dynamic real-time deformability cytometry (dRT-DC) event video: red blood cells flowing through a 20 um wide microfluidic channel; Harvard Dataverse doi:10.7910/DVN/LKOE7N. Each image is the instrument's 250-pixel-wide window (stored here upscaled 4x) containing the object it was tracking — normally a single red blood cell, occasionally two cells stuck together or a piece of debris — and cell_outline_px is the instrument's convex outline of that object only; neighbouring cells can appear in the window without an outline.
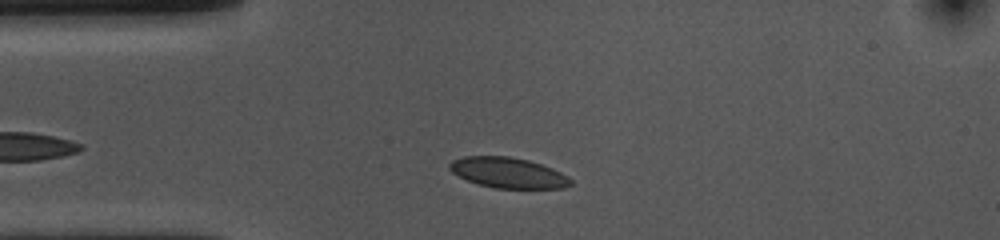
{"species": "common noctule bat (a hibernating species)", "species_latin": "Nyctalus noctula", "temperature_condition": "cold", "stored_images_in_passage": 36, "camera_frame_rate_fps": 3000, "um_per_image_px": 0.085, "animal": {"sex": "female", "body_mass_g": 10.0, "forearm_length_mm": 53.1}, "frame": {"image": 1, "passage_image": 5, "time_ms": 1.333, "image_size_px": [1000, 240], "cell_outline_px": [[572, 184], [564, 188], [492, 188], [468, 180], [452, 172], [448, 168], [448, 164], [452, 160], [464, 156], [508, 156], [528, 160], [552, 168], [568, 176], [572, 180]], "centroid_in_image_um": [43.19, 14.68], "position_along_channel_um": 41.8, "area_um2": 21.44}}
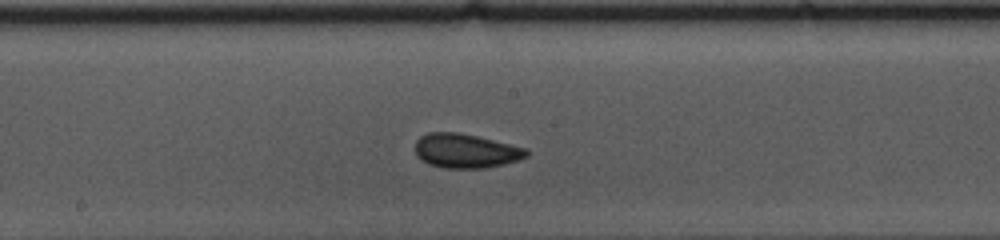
{"frame": {"image": 2, "passage_image": 20, "time_ms": 6.333, "image_size_px": [1000, 240], "cell_outline_px": [[528, 156], [520, 160], [504, 164], [484, 168], [444, 168], [428, 164], [420, 160], [416, 156], [416, 140], [420, 136], [428, 132], [456, 132], [476, 136], [528, 148]], "centroid_in_image_um": [39.58, 12.83], "position_along_channel_um": 208.6, "area_um2": 22.37}}
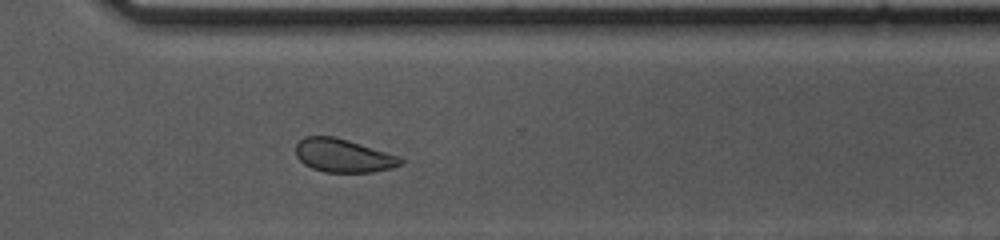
{"frame": {"image": 3, "passage_image": 31, "time_ms": 10.0, "image_size_px": [1000, 240], "cell_outline_px": [[404, 164], [392, 168], [372, 172], [324, 172], [312, 168], [304, 164], [296, 156], [296, 144], [304, 136], [332, 136], [348, 140], [400, 156], [404, 160]], "centroid_in_image_um": [29.19, 13.23], "position_along_channel_um": 341.4, "area_um2": 20.46}, "authors_computed_cell_mechanics": {"area_um2": 21.5016, "velocity_mm_per_s": 3.6316, "shape_relaxation_time_tau1_ms": 2.7877, "shape_relaxation_time_tau2_ms": 1.6394, "deformation_change_tau1": 0.0736, "deformation_change_tau2": 0.0494}}